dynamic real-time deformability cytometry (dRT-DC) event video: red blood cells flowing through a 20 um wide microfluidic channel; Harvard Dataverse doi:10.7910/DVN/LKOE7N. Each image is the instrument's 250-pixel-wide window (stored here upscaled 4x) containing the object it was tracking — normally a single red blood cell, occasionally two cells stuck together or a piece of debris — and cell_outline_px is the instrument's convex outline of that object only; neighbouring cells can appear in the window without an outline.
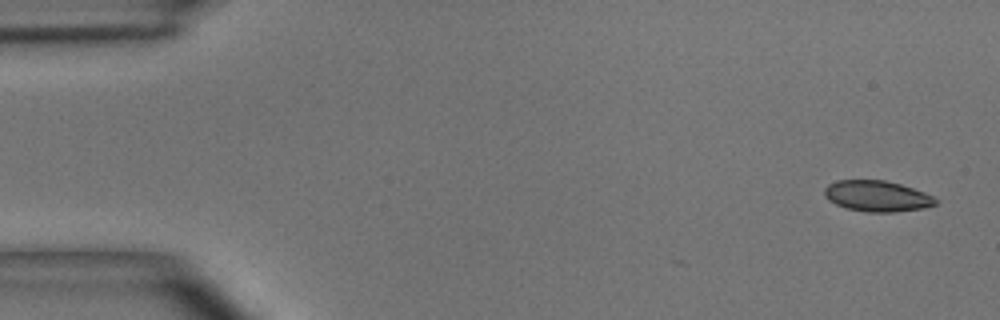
{"species": "common noctule bat (a hibernating species)", "species_latin": "Nyctalus noctula", "temperature_condition": "room temperature", "stored_images_in_passage": 6, "camera_frame_rate_fps": 3000, "um_per_image_px": 0.085, "animal": {"sex": "male", "body_mass_g": 15.6}, "frame": {"image": 1, "passage_image": 1, "time_ms": 0.0, "image_size_px": [1000, 320], "cell_outline_px": [[940, 200], [936, 204], [924, 208], [896, 212], [868, 212], [848, 208], [836, 204], [828, 200], [824, 196], [824, 188], [828, 184], [836, 180], [884, 180], [900, 184], [924, 192]], "centroid_in_image_um": [74.55, 16.67], "position_along_channel_um": 10.5, "area_um2": 20.06}}